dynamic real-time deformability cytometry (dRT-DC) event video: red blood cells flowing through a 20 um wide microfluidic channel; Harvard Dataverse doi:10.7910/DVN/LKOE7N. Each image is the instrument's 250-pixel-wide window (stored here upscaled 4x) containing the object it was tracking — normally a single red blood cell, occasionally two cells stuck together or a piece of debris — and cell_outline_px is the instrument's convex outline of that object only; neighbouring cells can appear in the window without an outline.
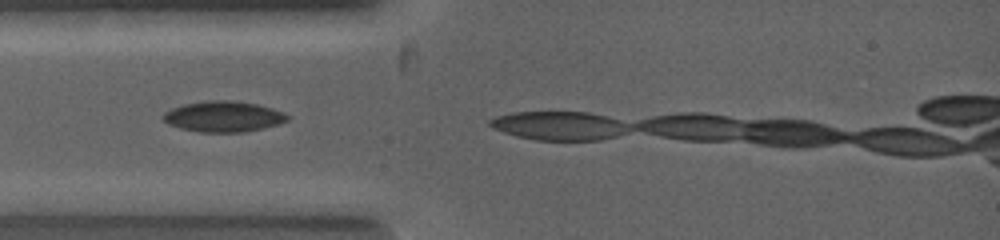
{"species": "common noctule bat (a hibernating species)", "species_latin": "Nyctalus noctula", "temperature_condition": "warm", "stored_images_in_passage": 3, "camera_frame_rate_fps": 5000, "um_per_image_px": 0.085, "animal": {"sex": "female", "body_mass_g": 19.0, "forearm_length_mm": 53.3}, "frame": {"image": 1, "passage_image": 1, "time_ms": 0.0, "image_size_px": [1000, 240], "cell_outline_px": [[288, 120], [280, 124], [264, 128], [244, 132], [200, 132], [180, 128], [168, 124], [160, 116], [164, 112], [172, 108], [184, 104], [212, 100], [256, 104], [272, 108], [288, 116]], "centroid_in_image_um": [18.95, 9.93], "position_along_channel_um": 66.1, "area_um2": 21.91}}